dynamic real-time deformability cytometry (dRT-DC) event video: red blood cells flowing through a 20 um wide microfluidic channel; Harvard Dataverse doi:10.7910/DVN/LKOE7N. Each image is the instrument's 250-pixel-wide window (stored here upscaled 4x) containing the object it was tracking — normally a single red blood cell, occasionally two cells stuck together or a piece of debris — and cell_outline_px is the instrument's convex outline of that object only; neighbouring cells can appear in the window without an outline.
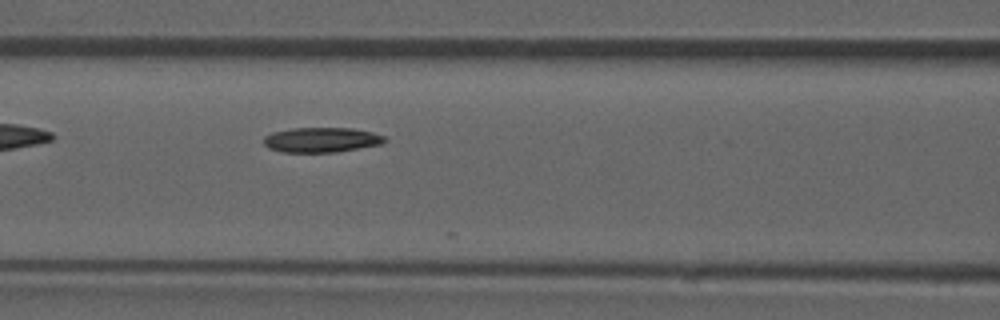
{"species": "common noctule bat (a hibernating species)", "species_latin": "Nyctalus noctula", "temperature_condition": "room temperature", "stored_images_in_passage": 11, "camera_frame_rate_fps": 3000, "um_per_image_px": 0.085, "animal": {"sex": "male", "forearm_length_mm": 52.5}, "frame": {"image": 1, "passage_image": 8, "time_ms": 2.333, "image_size_px": [1000, 320], "cell_outline_px": [[388, 140], [384, 144], [336, 152], [284, 152], [268, 148], [264, 144], [264, 136], [272, 132], [292, 128], [352, 128], [372, 132], [384, 136]], "centroid_in_image_um": [27.35, 11.89], "position_along_channel_um": 139.3, "area_um2": 17.69}}